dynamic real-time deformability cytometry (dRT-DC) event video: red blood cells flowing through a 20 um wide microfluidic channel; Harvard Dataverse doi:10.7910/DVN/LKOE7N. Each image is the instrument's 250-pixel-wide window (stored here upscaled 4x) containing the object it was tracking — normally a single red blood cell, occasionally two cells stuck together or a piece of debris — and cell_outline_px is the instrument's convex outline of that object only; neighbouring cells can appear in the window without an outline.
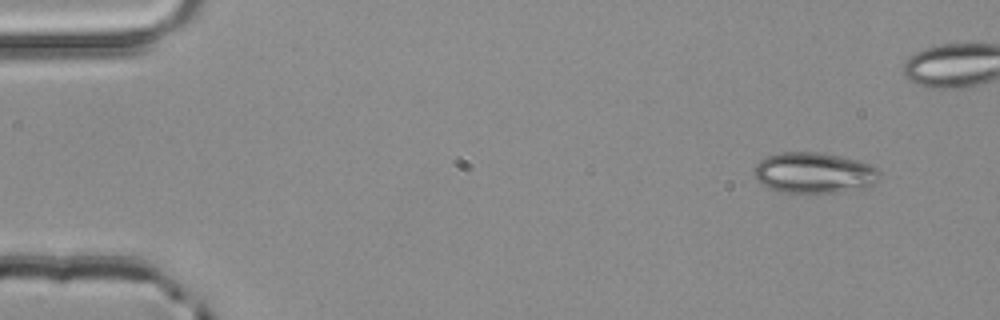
{"species": "common noctule bat (a hibernating species)", "species_latin": "Nyctalus noctula", "temperature_condition": "room temperature", "stored_images_in_passage": 4, "camera_frame_rate_fps": 3000, "um_per_image_px": 0.085, "animal": {"sex": "male", "body_mass_g": 20.4}, "frame": {"image": 1, "passage_image": 1, "time_ms": 0.0, "image_size_px": [1000, 320], "cell_outline_px": [[880, 180], [876, 184], [868, 188], [836, 192], [784, 192], [768, 188], [760, 184], [756, 180], [756, 164], [760, 160], [768, 156], [780, 152], [824, 152], [856, 160], [868, 164], [876, 168], [880, 172]], "centroid_in_image_um": [69.24, 14.69], "position_along_channel_um": 15.8, "area_um2": 29.94}}